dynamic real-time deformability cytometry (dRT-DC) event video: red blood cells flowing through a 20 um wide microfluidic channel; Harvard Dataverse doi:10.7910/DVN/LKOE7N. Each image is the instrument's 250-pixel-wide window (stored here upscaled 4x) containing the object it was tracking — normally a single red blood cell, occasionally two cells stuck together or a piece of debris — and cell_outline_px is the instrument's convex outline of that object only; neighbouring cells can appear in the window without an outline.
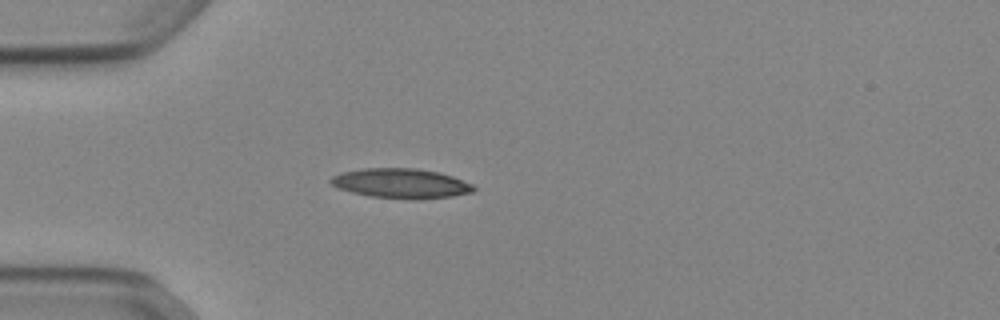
{"species": "Egyptian fruit bat (a non-hibernating species)", "species_latin": "Rousettus aegyptiacus", "temperature_condition": "cold", "stored_images_in_passage": 32, "camera_frame_rate_fps": 3000, "um_per_image_px": 0.085, "animal": {"sex": "female"}, "frame": {"image": 1, "passage_image": 1, "time_ms": 0.0, "image_size_px": [1000, 320], "cell_outline_px": [[476, 188], [472, 192], [452, 196], [368, 196], [352, 192], [340, 188], [332, 184], [328, 180], [332, 176], [340, 172], [364, 168], [416, 168], [436, 172], [452, 176], [472, 184]], "centroid_in_image_um": [34.02, 15.53], "position_along_channel_um": 51.0, "area_um2": 23.52}}
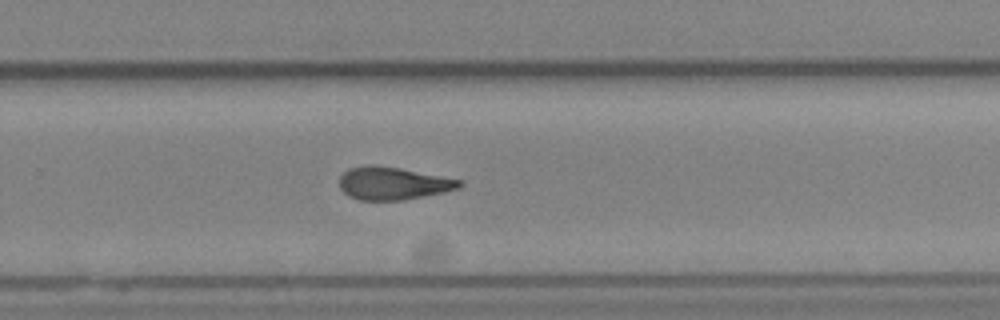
{"frame": {"image": 2, "passage_image": 21, "time_ms": 6.667, "image_size_px": [1000, 320], "cell_outline_px": [[464, 184], [460, 188], [444, 192], [400, 200], [360, 200], [348, 196], [340, 188], [340, 176], [348, 168], [372, 164], [400, 168], [460, 180]], "centroid_in_image_um": [33.37, 15.58], "position_along_channel_um": 296.4, "area_um2": 22.72}}
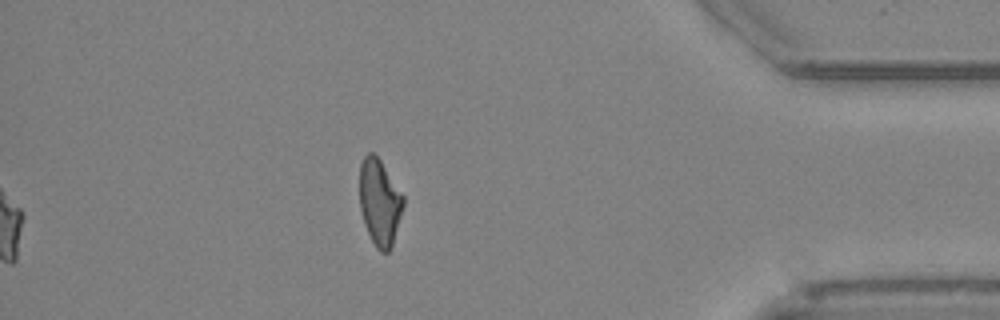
{"frame": {"image": 3, "passage_image": 32, "time_ms": 10.333, "image_size_px": [1000, 320], "cell_outline_px": [[404, 204], [392, 248], [388, 252], [380, 252], [376, 248], [364, 224], [360, 208], [360, 164], [364, 156], [368, 152], [372, 152], [380, 160], [404, 196]], "centroid_in_image_um": [32.27, 17.21], "position_along_channel_um": 402.9, "area_um2": 21.96}, "authors_computed_cell_mechanics": {"area_um2": 23.5246, "velocity_mm_per_s": 3.8955, "shape_relaxation_time_tau1_ms": 7.0045, "shape_relaxation_time_tau2_ms": 7.2399, "deformation_change_tau1": 0.1907, "deformation_change_tau2": 0.1827}}